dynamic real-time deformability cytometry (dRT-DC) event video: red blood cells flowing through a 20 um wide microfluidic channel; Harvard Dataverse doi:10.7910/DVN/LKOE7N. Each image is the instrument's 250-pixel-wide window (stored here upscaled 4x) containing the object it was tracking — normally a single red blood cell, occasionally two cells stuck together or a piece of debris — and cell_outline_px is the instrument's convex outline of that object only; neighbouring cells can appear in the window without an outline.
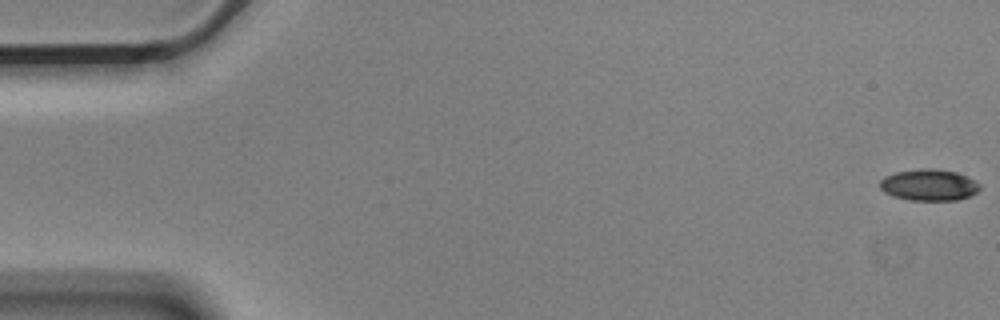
{"species": "Egyptian fruit bat (a non-hibernating species)", "species_latin": "Rousettus aegyptiacus", "temperature_condition": "cold", "stored_images_in_passage": 57, "camera_frame_rate_fps": 3000, "um_per_image_px": 0.085, "animal": {"sex": "male"}, "frame": {"image": 1, "passage_image": 1, "time_ms": 0.0, "image_size_px": [1000, 320], "cell_outline_px": [[980, 188], [976, 192], [968, 196], [956, 200], [908, 200], [892, 196], [884, 192], [880, 188], [880, 180], [884, 176], [896, 172], [920, 168], [932, 168], [956, 172], [980, 184]], "centroid_in_image_um": [78.91, 15.72], "position_along_channel_um": 6.1, "area_um2": 18.21}}
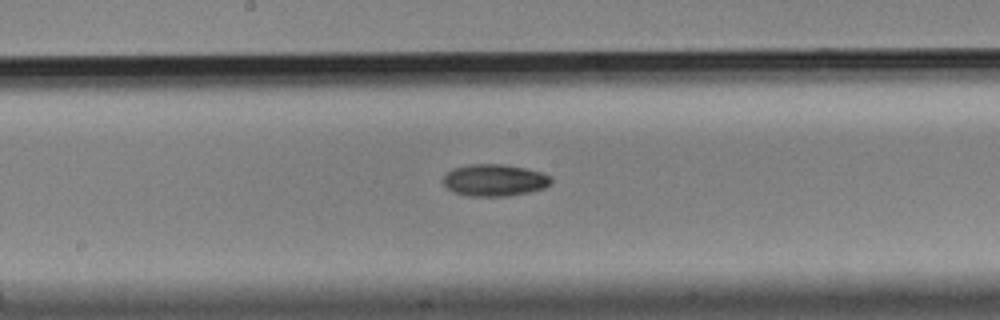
{"frame": {"image": 2, "passage_image": 30, "time_ms": 9.667, "image_size_px": [1000, 320], "cell_outline_px": [[552, 184], [544, 188], [528, 192], [508, 196], [468, 196], [452, 192], [444, 184], [444, 176], [452, 168], [472, 164], [504, 164], [524, 168], [540, 172], [552, 176]], "centroid_in_image_um": [42.05, 15.32], "position_along_channel_um": 206.2, "area_um2": 20.11}}
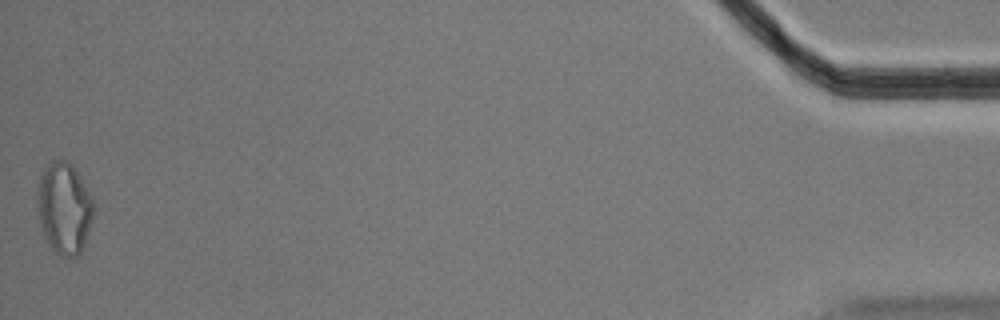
{"frame": {"image": 3, "passage_image": 57, "time_ms": 18.667, "image_size_px": [1000, 320], "cell_outline_px": [[96, 212], [84, 244], [80, 252], [72, 260], [60, 256], [48, 244], [44, 236], [40, 224], [36, 208], [36, 192], [40, 176], [44, 168], [52, 160], [64, 160], [80, 176], [92, 200]], "centroid_in_image_um": [5.44, 17.74], "position_along_channel_um": 429.8, "area_um2": 30.29}, "authors_computed_cell_mechanics": {"area_um2": 19.5942, "velocity_mm_per_s": 3.5451, "shape_relaxation_time_tau1_ms": 4.8969, "shape_relaxation_time_tau2_ms": null, "deformation_change_tau1": 0.147, "deformation_change_tau2": null}}